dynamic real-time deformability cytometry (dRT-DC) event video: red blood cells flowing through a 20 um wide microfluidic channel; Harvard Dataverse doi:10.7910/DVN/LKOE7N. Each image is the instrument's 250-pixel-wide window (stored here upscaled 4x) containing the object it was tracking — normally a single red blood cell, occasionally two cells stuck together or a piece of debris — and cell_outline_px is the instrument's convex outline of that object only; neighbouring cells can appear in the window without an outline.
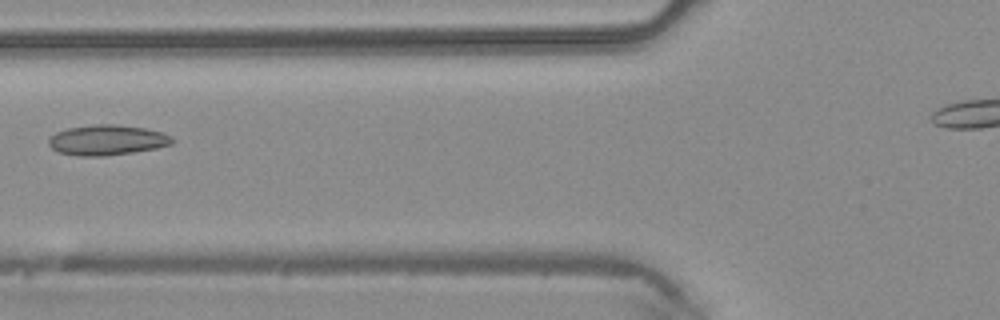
{"species": "common noctule bat (a hibernating species)", "species_latin": "Nyctalus noctula", "temperature_condition": "warm", "stored_images_in_passage": 5, "camera_frame_rate_fps": 3000, "um_per_image_px": 0.085, "animal": {"sex": "male", "body_mass_g": 20.4}, "frame": {"image": 1, "passage_image": 5, "time_ms": 1.333, "image_size_px": [1000, 320], "cell_outline_px": [[176, 140], [172, 144], [156, 148], [132, 152], [104, 156], [80, 156], [60, 152], [52, 148], [48, 144], [48, 140], [56, 132], [68, 128], [96, 124], [116, 124], [144, 128], [164, 132], [172, 136]], "centroid_in_image_um": [9.15, 11.9], "position_along_channel_um": 116.7, "area_um2": 21.79}}